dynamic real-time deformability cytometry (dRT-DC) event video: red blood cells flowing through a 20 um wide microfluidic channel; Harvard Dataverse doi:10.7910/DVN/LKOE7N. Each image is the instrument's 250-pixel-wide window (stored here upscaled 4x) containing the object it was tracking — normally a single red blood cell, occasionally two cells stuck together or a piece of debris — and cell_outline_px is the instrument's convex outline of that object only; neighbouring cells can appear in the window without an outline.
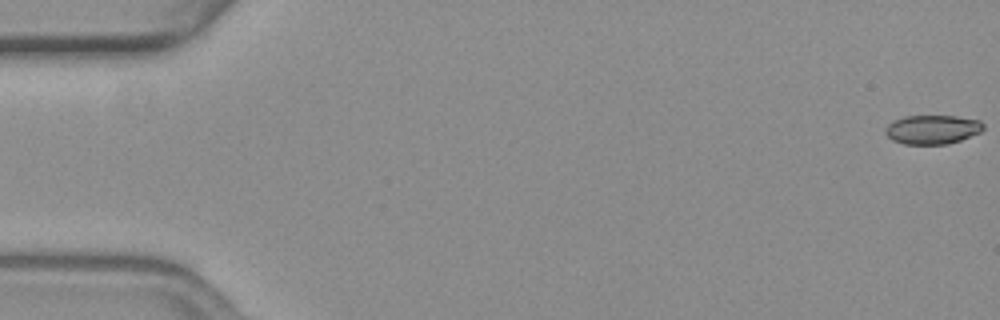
{"species": "common noctule bat (a hibernating species)", "species_latin": "Nyctalus noctula", "temperature_condition": "warm", "stored_images_in_passage": 57, "camera_frame_rate_fps": 3000, "um_per_image_px": 0.085, "animal": {"sex": "female", "body_mass_g": 19.3, "forearm_length_mm": 54.1}, "frame": {"image": 1, "passage_image": 1, "time_ms": 0.0, "image_size_px": [1000, 320], "cell_outline_px": [[984, 128], [980, 132], [960, 140], [948, 144], [904, 144], [892, 140], [884, 132], [884, 128], [892, 120], [904, 116], [956, 116], [980, 120], [984, 124]], "centroid_in_image_um": [79.23, 11.0], "position_along_channel_um": 5.8, "area_um2": 16.7}}
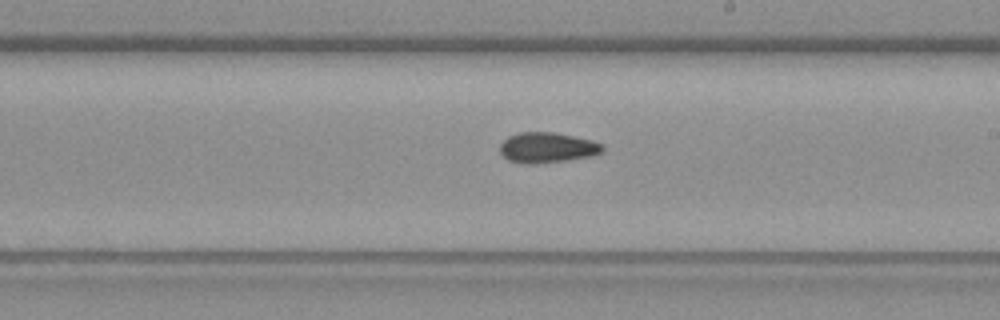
{"frame": {"image": 2, "passage_image": 33, "time_ms": 10.667, "image_size_px": [1000, 320], "cell_outline_px": [[604, 148], [600, 152], [592, 156], [568, 160], [536, 164], [524, 164], [508, 160], [500, 152], [500, 144], [508, 136], [520, 132], [556, 132], [592, 140], [604, 144]], "centroid_in_image_um": [46.51, 12.54], "position_along_channel_um": 242.5, "area_um2": 18.32}}
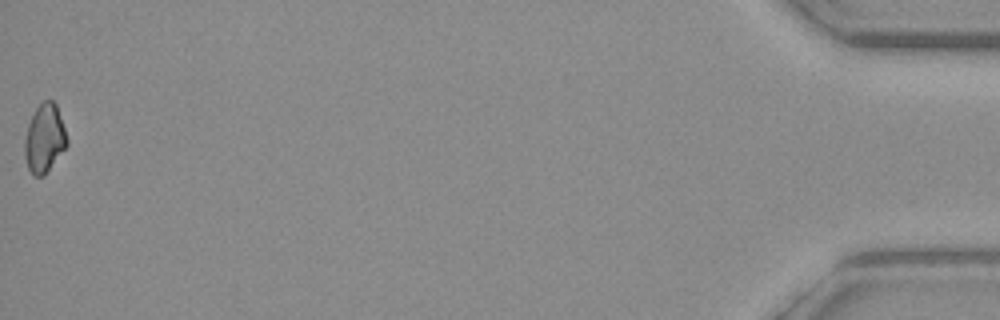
{"frame": {"image": 3, "passage_image": 57, "time_ms": 18.667, "image_size_px": [1000, 320], "cell_outline_px": [[68, 144], [44, 176], [32, 176], [28, 168], [24, 156], [24, 140], [28, 124], [36, 108], [44, 100], [52, 100], [56, 104], [68, 140]], "centroid_in_image_um": [3.76, 11.79], "position_along_channel_um": 431.4, "area_um2": 16.82}}